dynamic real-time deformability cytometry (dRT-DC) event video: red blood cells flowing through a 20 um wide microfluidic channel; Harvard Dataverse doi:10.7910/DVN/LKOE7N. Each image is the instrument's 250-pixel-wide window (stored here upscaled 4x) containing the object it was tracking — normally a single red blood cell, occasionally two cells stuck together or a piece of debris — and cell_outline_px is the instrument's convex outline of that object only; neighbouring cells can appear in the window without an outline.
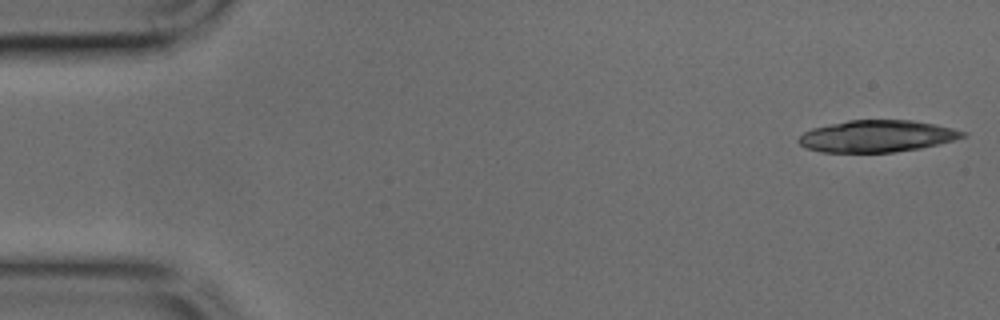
{"species": "common noctule bat (a hibernating species)", "species_latin": "Nyctalus noctula", "temperature_condition": "cold", "stored_images_in_passage": 43, "camera_frame_rate_fps": 3000, "um_per_image_px": 0.085, "animal": {"sex": "male", "body_mass_g": 17.9, "forearm_length_mm": 54.2}, "frame": {"image": 1, "passage_image": 1, "time_ms": 0.0, "image_size_px": [1000, 320], "cell_outline_px": [[968, 136], [920, 148], [896, 152], [820, 152], [808, 148], [800, 144], [796, 140], [804, 132], [812, 128], [848, 120], [912, 120], [952, 128], [968, 132]], "centroid_in_image_um": [74.53, 11.57], "position_along_channel_um": 10.5, "area_um2": 30.29}}
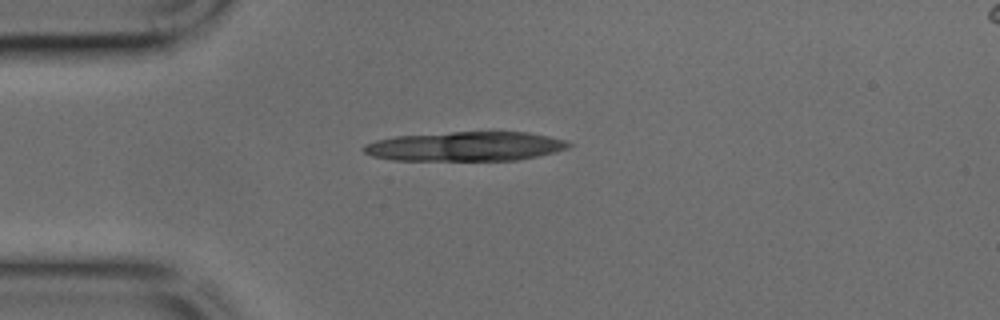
{"frame": {"image": 2, "passage_image": 10, "time_ms": 3.0, "image_size_px": [1000, 320], "cell_outline_px": [[572, 144], [568, 148], [556, 152], [516, 160], [392, 160], [372, 156], [364, 152], [360, 148], [364, 144], [376, 140], [396, 136], [452, 132], [528, 132], [548, 136], [564, 140]], "centroid_in_image_um": [39.53, 12.44], "position_along_channel_um": 45.5, "area_um2": 35.03}}